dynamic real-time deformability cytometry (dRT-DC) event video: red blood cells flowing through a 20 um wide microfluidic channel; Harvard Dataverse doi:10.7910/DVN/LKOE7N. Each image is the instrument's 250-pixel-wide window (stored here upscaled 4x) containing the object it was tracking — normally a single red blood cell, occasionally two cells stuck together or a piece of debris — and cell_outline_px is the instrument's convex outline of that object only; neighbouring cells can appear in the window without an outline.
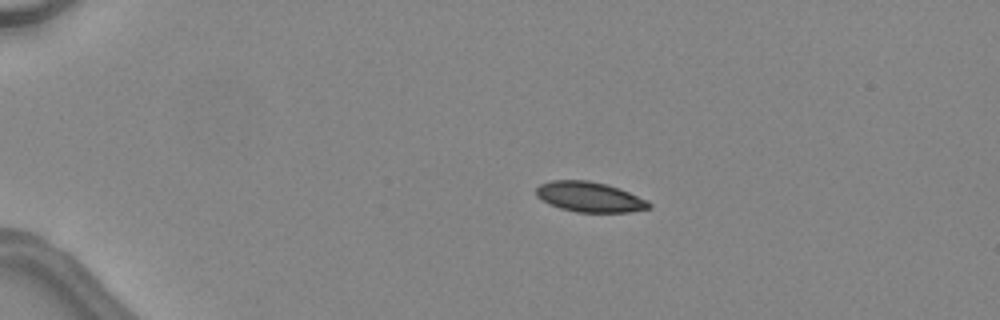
{"species": "common noctule bat (a hibernating species)", "species_latin": "Nyctalus noctula", "temperature_condition": "warm", "stored_images_in_passage": 37, "camera_frame_rate_fps": 3000, "um_per_image_px": 0.085, "animal": {"sex": "female", "body_mass_g": 24.6, "forearm_length_mm": 56.2}, "frame": {"image": 1, "passage_image": 1, "time_ms": 0.0, "image_size_px": [1000, 320], "cell_outline_px": [[652, 208], [628, 212], [576, 212], [560, 208], [548, 204], [536, 196], [536, 188], [540, 184], [552, 180], [588, 180], [608, 184], [620, 188], [648, 200], [652, 204]], "centroid_in_image_um": [50.13, 16.74], "position_along_channel_um": 34.9, "area_um2": 20.06}}
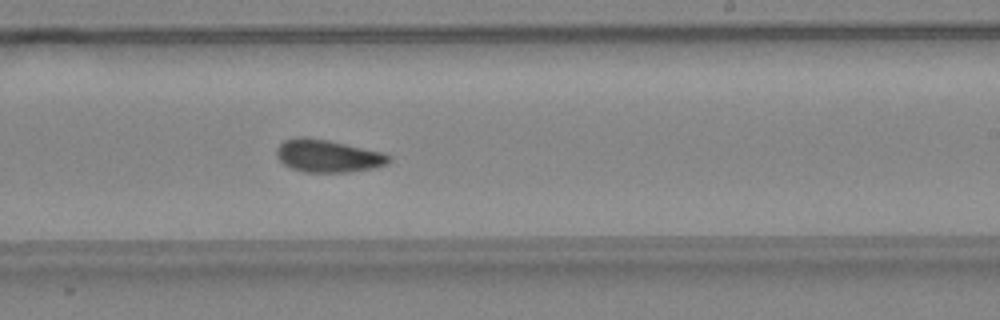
{"frame": {"image": 2, "passage_image": 21, "time_ms": 6.667, "image_size_px": [1000, 320], "cell_outline_px": [[392, 160], [388, 164], [372, 168], [348, 172], [304, 172], [292, 168], [284, 164], [276, 156], [276, 148], [284, 140], [300, 136], [328, 140], [380, 152], [392, 156]], "centroid_in_image_um": [27.86, 13.26], "position_along_channel_um": 261.1, "area_um2": 21.21}}
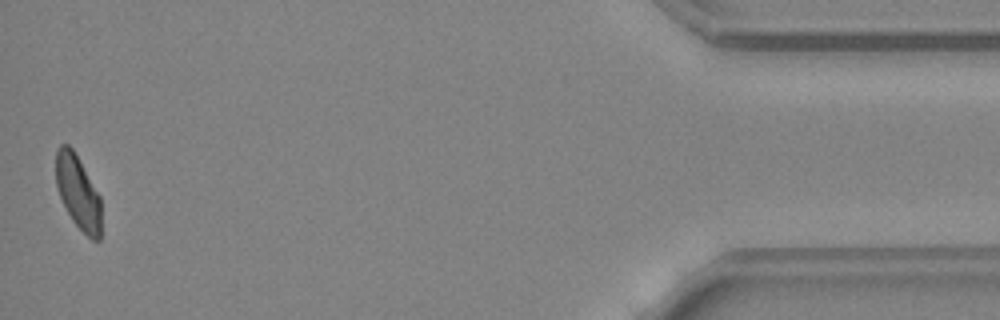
{"frame": {"image": 3, "passage_image": 37, "time_ms": 12.0, "image_size_px": [1000, 320], "cell_outline_px": [[100, 240], [92, 240], [72, 220], [56, 188], [56, 148], [60, 144], [68, 144], [72, 148], [100, 196]], "centroid_in_image_um": [6.61, 16.32], "position_along_channel_um": 428.6, "area_um2": 19.13}, "authors_computed_cell_mechanics": {"area_um2": 20.808, "velocity_mm_per_s": 4.5474, "shape_relaxation_time_tau1_ms": 5.3151, "shape_relaxation_time_tau2_ms": 3.7056, "deformation_change_tau1": 0.1253, "deformation_change_tau2": 0.0847}}